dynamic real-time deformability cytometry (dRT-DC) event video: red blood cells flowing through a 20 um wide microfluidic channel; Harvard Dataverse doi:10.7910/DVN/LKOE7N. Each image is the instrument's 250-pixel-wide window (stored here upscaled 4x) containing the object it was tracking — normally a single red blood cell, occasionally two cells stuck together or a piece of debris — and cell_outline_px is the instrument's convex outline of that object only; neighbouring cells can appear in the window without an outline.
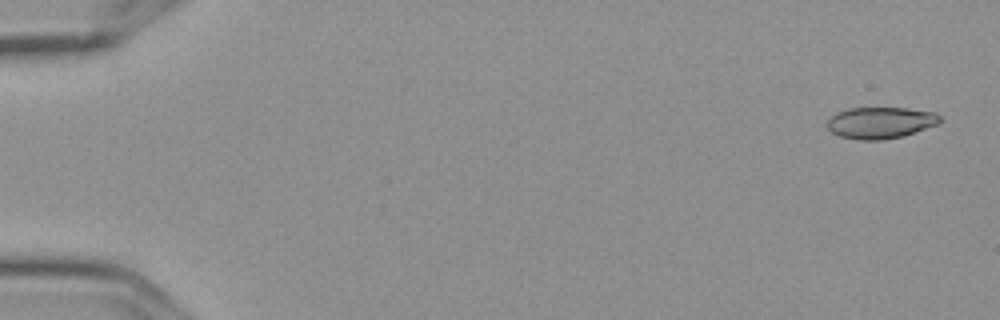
{"species": "Egyptian fruit bat (a non-hibernating species)", "species_latin": "Rousettus aegyptiacus", "temperature_condition": "cold", "stored_images_in_passage": 5, "camera_frame_rate_fps": 3000, "um_per_image_px": 0.085, "frame": {"image": 1, "passage_image": 1, "time_ms": 0.0, "image_size_px": [1000, 320], "cell_outline_px": [[940, 124], [900, 136], [880, 140], [860, 140], [840, 136], [832, 132], [828, 128], [828, 120], [836, 112], [848, 108], [908, 108], [936, 112], [940, 116]], "centroid_in_image_um": [74.85, 10.42], "position_along_channel_um": 10.1, "area_um2": 20.58}}
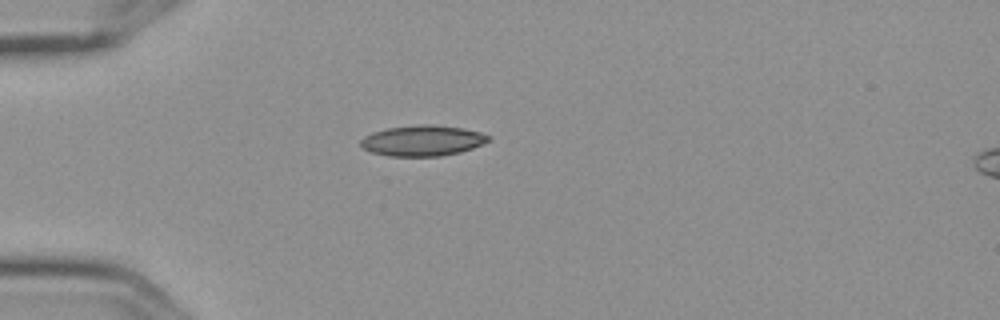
{"frame": {"image": 2, "passage_image": 5, "time_ms": 1.333, "image_size_px": [1000, 320], "cell_outline_px": [[492, 136], [488, 140], [472, 148], [460, 152], [440, 156], [388, 156], [372, 152], [364, 148], [360, 144], [360, 140], [364, 136], [372, 132], [388, 128], [424, 124], [432, 124], [464, 128], [480, 132]], "centroid_in_image_um": [35.91, 11.95], "position_along_channel_um": 49.1, "area_um2": 22.72}}